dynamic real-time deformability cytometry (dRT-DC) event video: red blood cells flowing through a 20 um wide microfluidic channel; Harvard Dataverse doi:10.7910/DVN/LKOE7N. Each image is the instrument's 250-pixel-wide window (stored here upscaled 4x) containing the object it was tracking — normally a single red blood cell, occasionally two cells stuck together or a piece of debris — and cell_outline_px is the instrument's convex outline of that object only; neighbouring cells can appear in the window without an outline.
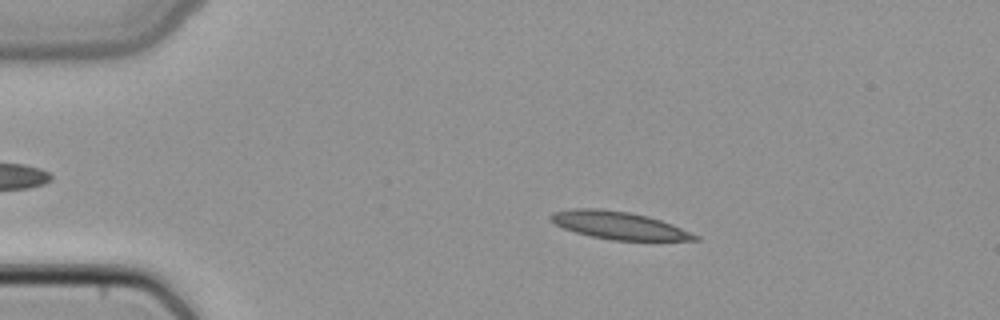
{"species": "common noctule bat (a hibernating species)", "species_latin": "Nyctalus noctula", "temperature_condition": "cold", "stored_images_in_passage": 48, "camera_frame_rate_fps": 3000, "um_per_image_px": 0.085, "animal": {"sex": "female", "body_mass_g": 22.7, "forearm_length_mm": 54.2}, "frame": {"image": 1, "passage_image": 9, "time_ms": 2.667, "image_size_px": [1000, 320], "cell_outline_px": [[700, 240], [612, 240], [592, 236], [576, 232], [564, 228], [556, 224], [548, 216], [552, 212], [576, 208], [596, 208], [628, 212], [648, 216], [672, 224], [700, 236]], "centroid_in_image_um": [52.61, 19.15], "position_along_channel_um": 32.4, "area_um2": 22.95}}
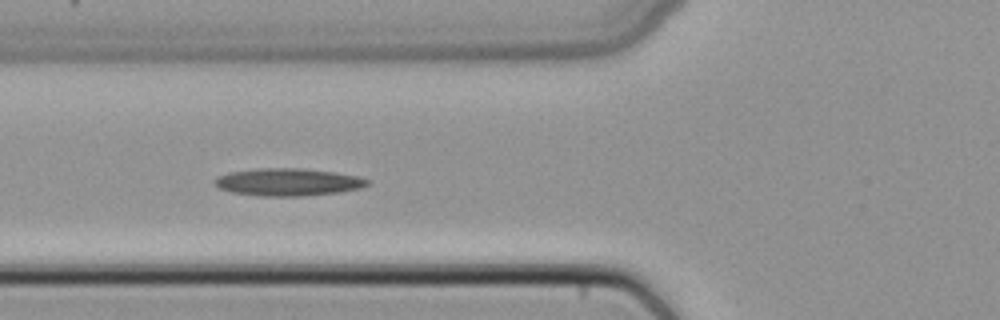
{"frame": {"image": 2, "passage_image": 18, "time_ms": 5.667, "image_size_px": [1000, 320], "cell_outline_px": [[368, 184], [360, 188], [340, 192], [304, 196], [264, 196], [232, 192], [220, 188], [212, 180], [216, 176], [228, 172], [256, 168], [304, 168], [336, 172], [356, 176], [368, 180]], "centroid_in_image_um": [24.45, 15.46], "position_along_channel_um": 101.4, "area_um2": 24.51}}
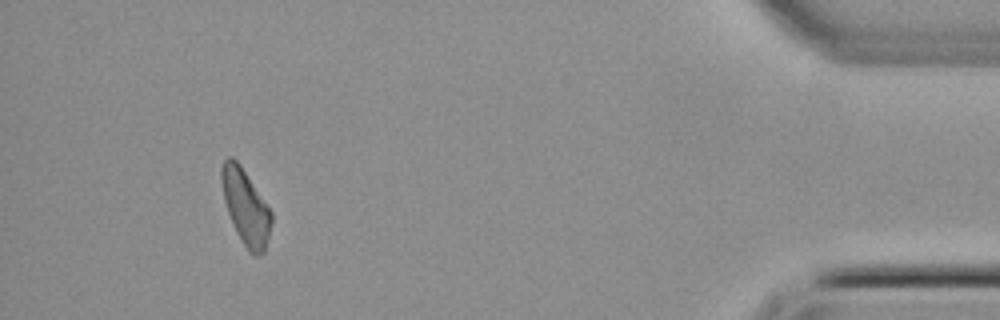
{"frame": {"image": 3, "passage_image": 45, "time_ms": 14.667, "image_size_px": [1000, 320], "cell_outline_px": [[272, 220], [264, 252], [260, 256], [252, 256], [248, 252], [236, 232], [228, 212], [224, 200], [220, 180], [220, 168], [224, 160], [228, 156], [232, 156], [240, 164], [272, 212]], "centroid_in_image_um": [20.86, 17.59], "position_along_channel_um": 414.3, "area_um2": 21.85}}